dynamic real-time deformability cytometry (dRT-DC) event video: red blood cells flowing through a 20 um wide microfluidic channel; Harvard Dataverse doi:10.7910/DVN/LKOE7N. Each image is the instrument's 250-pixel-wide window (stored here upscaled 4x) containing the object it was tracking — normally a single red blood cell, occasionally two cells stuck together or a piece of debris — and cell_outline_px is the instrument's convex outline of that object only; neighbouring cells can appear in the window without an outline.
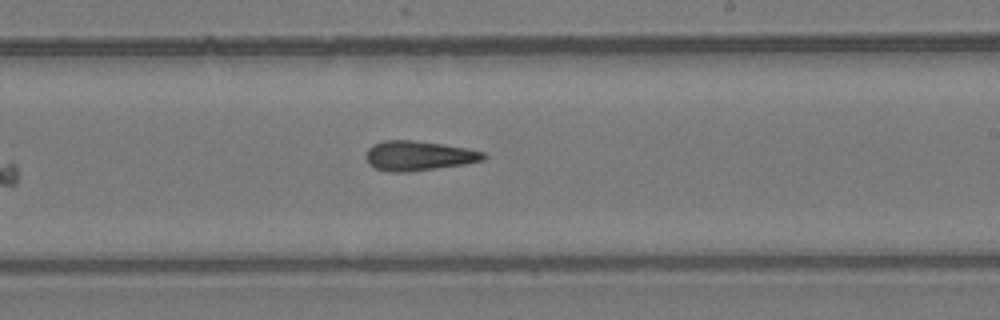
{"species": "common noctule bat (a hibernating species)", "species_latin": "Nyctalus noctula", "temperature_condition": "room temperature", "stored_images_in_passage": 8, "camera_frame_rate_fps": 3000, "um_per_image_px": 0.085, "animal": {"sex": "female", "body_mass_g": 24.6, "forearm_length_mm": 56.2}, "frame": {"image": 1, "passage_image": 8, "time_ms": 8.333, "image_size_px": [1000, 320], "cell_outline_px": [[488, 156], [484, 160], [464, 164], [408, 172], [388, 172], [376, 168], [368, 164], [364, 156], [368, 148], [372, 144], [384, 140], [412, 140], [468, 148], [484, 152]], "centroid_in_image_um": [35.55, 13.24], "position_along_channel_um": 253.5, "area_um2": 20.46}}